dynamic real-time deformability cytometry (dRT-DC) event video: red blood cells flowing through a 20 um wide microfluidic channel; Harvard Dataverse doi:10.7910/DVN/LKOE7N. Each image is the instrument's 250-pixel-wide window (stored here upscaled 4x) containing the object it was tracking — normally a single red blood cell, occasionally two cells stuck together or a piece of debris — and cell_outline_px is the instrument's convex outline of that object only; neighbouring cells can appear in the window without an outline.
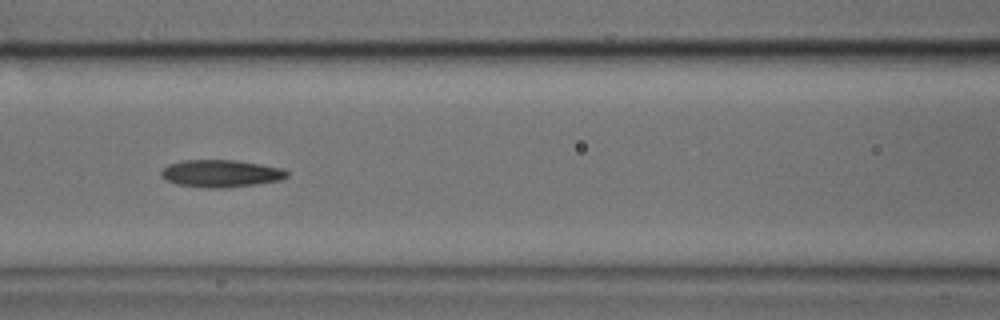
{"species": "common noctule bat (a hibernating species)", "species_latin": "Nyctalus noctula", "temperature_condition": "cold", "stored_images_in_passage": 33, "camera_frame_rate_fps": 3000, "um_per_image_px": 0.085, "animal": {"sex": "male", "body_mass_g": 17.9, "forearm_length_mm": 54.2}, "frame": {"image": 1, "passage_image": 10, "time_ms": 3.0, "image_size_px": [1000, 320], "cell_outline_px": [[288, 176], [280, 180], [256, 184], [224, 188], [204, 188], [176, 184], [164, 180], [160, 176], [160, 172], [168, 164], [184, 160], [236, 160], [284, 168], [288, 172]], "centroid_in_image_um": [18.75, 14.75], "position_along_channel_um": 147.9, "area_um2": 20.23}}
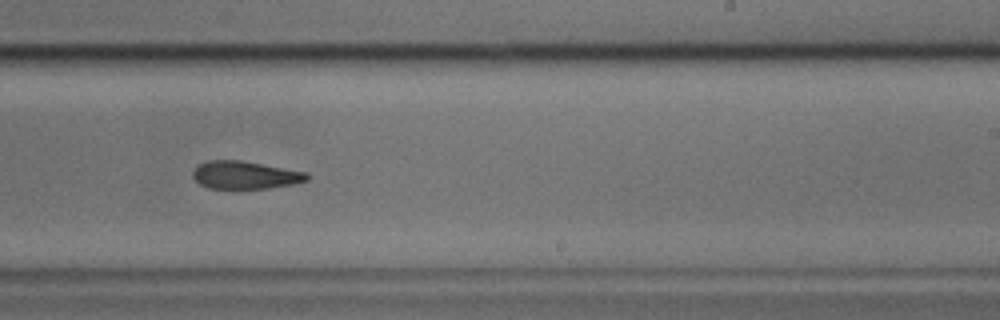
{"frame": {"image": 2, "passage_image": 19, "time_ms": 6.0, "image_size_px": [1000, 320], "cell_outline_px": [[308, 180], [292, 184], [268, 188], [208, 188], [200, 184], [192, 176], [192, 172], [200, 164], [208, 160], [240, 160], [308, 172]], "centroid_in_image_um": [20.83, 14.87], "position_along_channel_um": 268.2, "area_um2": 18.32}}
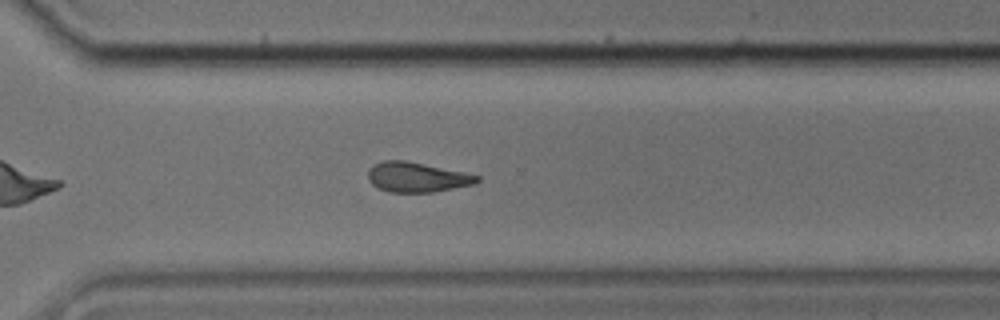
{"frame": {"image": 3, "passage_image": 24, "time_ms": 7.667, "image_size_px": [1000, 320], "cell_outline_px": [[480, 180], [476, 184], [436, 192], [388, 192], [372, 184], [368, 180], [368, 172], [376, 164], [384, 160], [408, 160], [464, 172], [480, 176]], "centroid_in_image_um": [35.49, 15.06], "position_along_channel_um": 335.1, "area_um2": 19.07}}